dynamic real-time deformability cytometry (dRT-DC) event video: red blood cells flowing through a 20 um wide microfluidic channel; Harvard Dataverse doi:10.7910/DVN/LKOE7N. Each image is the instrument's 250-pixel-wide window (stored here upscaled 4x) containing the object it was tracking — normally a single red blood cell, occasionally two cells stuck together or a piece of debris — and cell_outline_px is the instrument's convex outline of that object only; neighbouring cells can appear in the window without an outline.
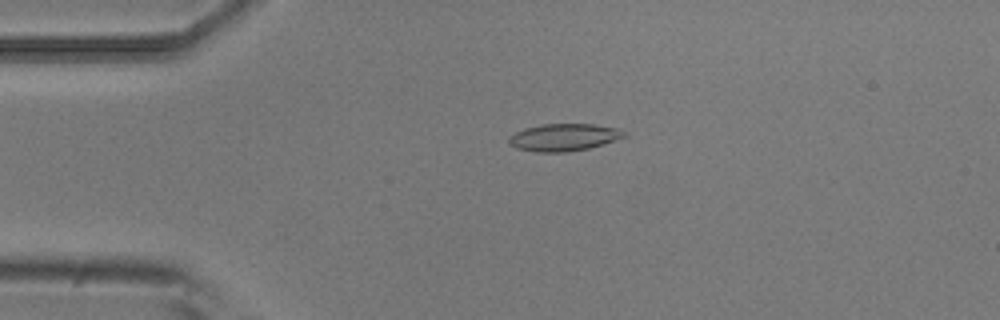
{"species": "common noctule bat (a hibernating species)", "species_latin": "Nyctalus noctula", "temperature_condition": "room temperature", "stored_images_in_passage": 4, "camera_frame_rate_fps": 3000, "um_per_image_px": 0.085, "animal": {"sex": "male", "body_mass_g": 20.5, "forearm_length_mm": 52.5}, "frame": {"image": 1, "passage_image": 4, "time_ms": 1.0, "image_size_px": [1000, 320], "cell_outline_px": [[628, 136], [604, 144], [588, 148], [564, 152], [536, 152], [516, 148], [508, 144], [508, 136], [524, 128], [540, 124], [592, 124], [620, 128], [628, 132]], "centroid_in_image_um": [47.95, 11.66], "position_along_channel_um": 37.1, "area_um2": 18.61}}